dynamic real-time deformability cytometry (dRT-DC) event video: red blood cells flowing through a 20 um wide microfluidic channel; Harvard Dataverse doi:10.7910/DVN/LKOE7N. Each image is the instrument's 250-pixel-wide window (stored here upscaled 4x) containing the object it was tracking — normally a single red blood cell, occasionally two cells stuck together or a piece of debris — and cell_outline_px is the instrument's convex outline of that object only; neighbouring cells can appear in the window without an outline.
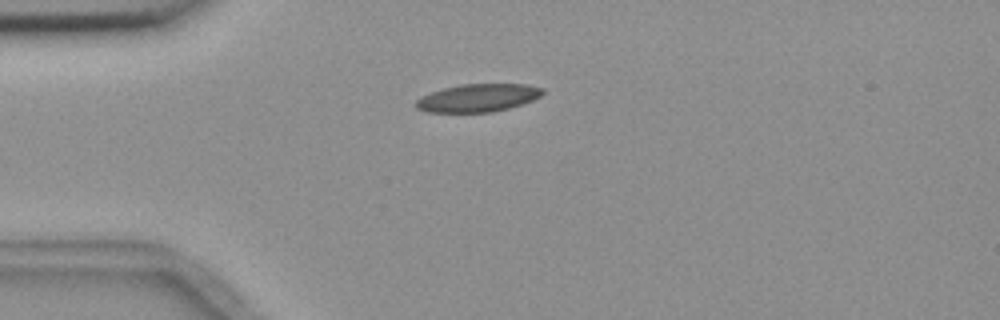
{"species": "common noctule bat (a hibernating species)", "species_latin": "Nyctalus noctula", "temperature_condition": "room temperature", "stored_images_in_passage": 8, "camera_frame_rate_fps": 3000, "um_per_image_px": 0.085, "animal": {"sex": "female", "body_mass_g": 18.4}, "frame": {"image": 1, "passage_image": 1, "time_ms": 0.0, "image_size_px": [1000, 320], "cell_outline_px": [[544, 92], [540, 96], [532, 100], [508, 108], [492, 112], [424, 112], [416, 108], [412, 104], [420, 96], [444, 88], [460, 84], [524, 84], [544, 88]], "centroid_in_image_um": [40.57, 8.32], "position_along_channel_um": 44.4, "area_um2": 20.63}}
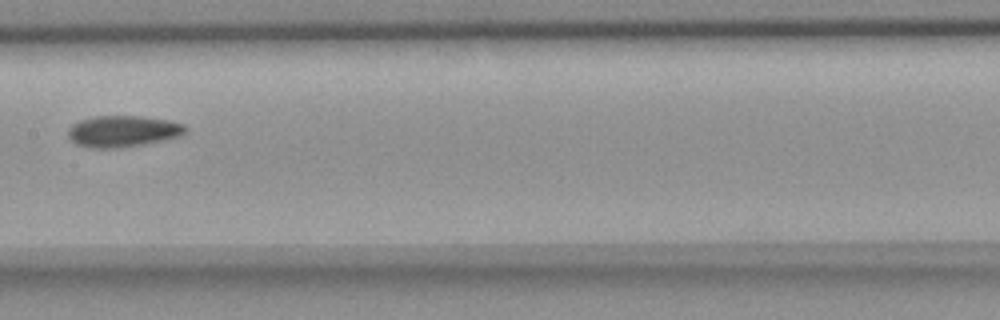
{"frame": {"image": 2, "passage_image": 5, "time_ms": 4.667, "image_size_px": [1000, 320], "cell_outline_px": [[188, 132], [180, 136], [168, 140], [144, 144], [116, 148], [88, 148], [76, 144], [68, 136], [68, 128], [72, 124], [80, 120], [96, 116], [140, 116], [168, 120], [184, 124], [188, 128]], "centroid_in_image_um": [10.48, 11.16], "position_along_channel_um": 196.9, "area_um2": 21.73}}
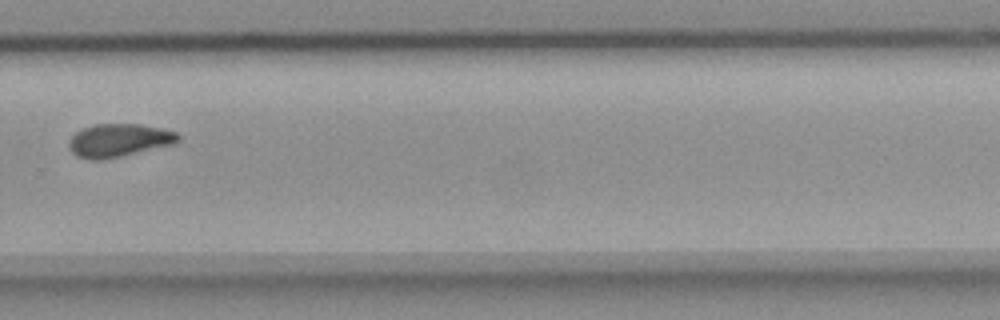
{"frame": {"image": 3, "passage_image": 8, "time_ms": 8.0, "image_size_px": [1000, 320], "cell_outline_px": [[180, 140], [172, 144], [104, 160], [88, 160], [76, 156], [72, 152], [68, 144], [68, 140], [76, 132], [84, 128], [96, 124], [140, 124], [160, 128], [176, 132], [180, 136]], "centroid_in_image_um": [10.07, 11.93], "position_along_channel_um": 319.7, "area_um2": 20.98}}